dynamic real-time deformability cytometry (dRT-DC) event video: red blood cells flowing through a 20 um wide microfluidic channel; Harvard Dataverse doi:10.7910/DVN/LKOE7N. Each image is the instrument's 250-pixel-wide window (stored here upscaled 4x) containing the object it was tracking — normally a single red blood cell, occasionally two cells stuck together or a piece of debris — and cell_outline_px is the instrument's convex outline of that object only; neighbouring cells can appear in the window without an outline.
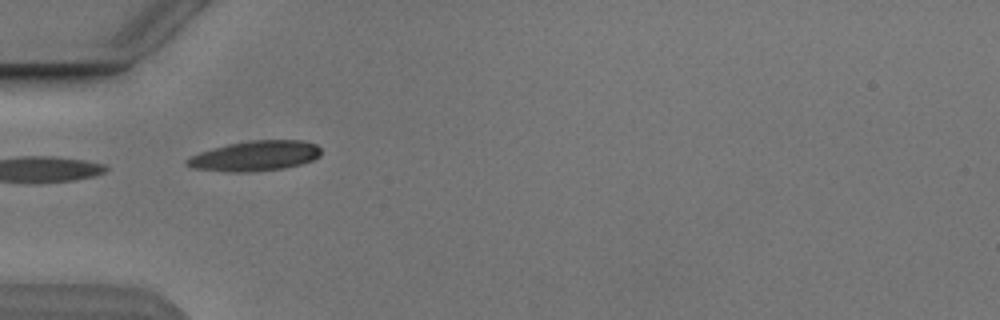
{"species": "Egyptian fruit bat (a non-hibernating species)", "species_latin": "Rousettus aegyptiacus", "temperature_condition": "cold", "stored_images_in_passage": 1, "camera_frame_rate_fps": 3000, "um_per_image_px": 0.085, "animal": {"sex": "male"}, "frame": {"image": 1, "passage_image": 1, "time_ms": 0.0, "image_size_px": [1000, 320], "cell_outline_px": [[320, 156], [312, 160], [300, 164], [284, 168], [248, 172], [232, 172], [192, 168], [184, 164], [184, 160], [200, 152], [212, 148], [228, 144], [252, 140], [304, 140], [316, 144], [320, 148]], "centroid_in_image_um": [21.67, 13.25], "position_along_channel_um": 63.3, "area_um2": 23.52}}